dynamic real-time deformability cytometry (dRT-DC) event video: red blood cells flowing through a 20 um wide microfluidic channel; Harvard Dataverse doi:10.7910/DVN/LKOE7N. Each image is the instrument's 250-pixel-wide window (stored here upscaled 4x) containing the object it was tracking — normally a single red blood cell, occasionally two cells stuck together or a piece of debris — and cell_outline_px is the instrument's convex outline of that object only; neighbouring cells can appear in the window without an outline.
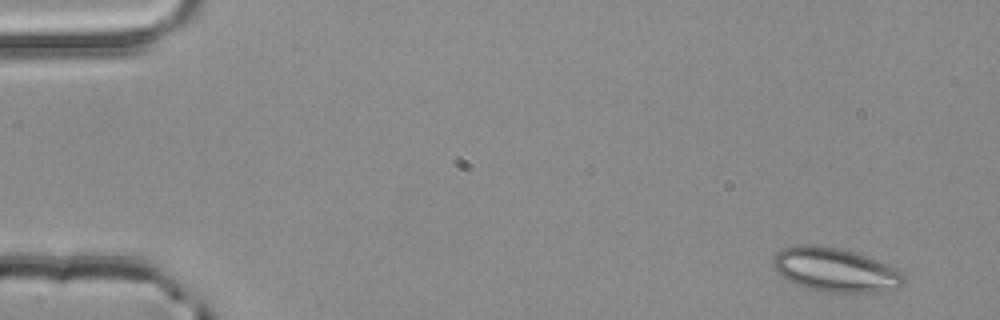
{"species": "common noctule bat (a hibernating species)", "species_latin": "Nyctalus noctula", "temperature_condition": "room temperature", "stored_images_in_passage": 2, "camera_frame_rate_fps": 3000, "um_per_image_px": 0.085, "animal": {"sex": "male", "body_mass_g": 20.4}, "frame": {"image": 1, "passage_image": 2, "time_ms": 0.333, "image_size_px": [1000, 320], "cell_outline_px": [[904, 284], [900, 288], [880, 292], [820, 292], [804, 288], [780, 276], [776, 272], [772, 264], [772, 260], [776, 252], [784, 248], [804, 244], [816, 244], [840, 248], [856, 252], [888, 264], [904, 272]], "centroid_in_image_um": [71.01, 22.94], "position_along_channel_um": 14.0, "area_um2": 34.1}}